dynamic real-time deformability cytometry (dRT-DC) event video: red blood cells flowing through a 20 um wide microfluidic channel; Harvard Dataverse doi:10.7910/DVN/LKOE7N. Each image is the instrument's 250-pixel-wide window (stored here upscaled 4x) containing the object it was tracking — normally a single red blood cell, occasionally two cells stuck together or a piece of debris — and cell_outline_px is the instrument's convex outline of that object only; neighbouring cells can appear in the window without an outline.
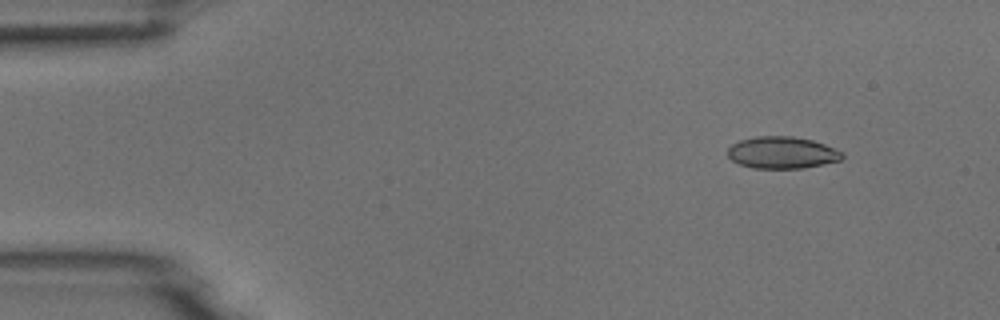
{"species": "common noctule bat (a hibernating species)", "species_latin": "Nyctalus noctula", "temperature_condition": "room temperature", "stored_images_in_passage": 5, "camera_frame_rate_fps": 3000, "um_per_image_px": 0.085, "animal": {"sex": "male", "body_mass_g": 18.8}, "frame": {"image": 1, "passage_image": 2, "time_ms": 0.333, "image_size_px": [1000, 320], "cell_outline_px": [[844, 156], [840, 160], [804, 168], [752, 168], [740, 164], [732, 160], [728, 156], [728, 148], [732, 144], [740, 140], [756, 136], [792, 136], [812, 140], [824, 144], [844, 152]], "centroid_in_image_um": [66.48, 12.97], "position_along_channel_um": 18.5, "area_um2": 21.27}}
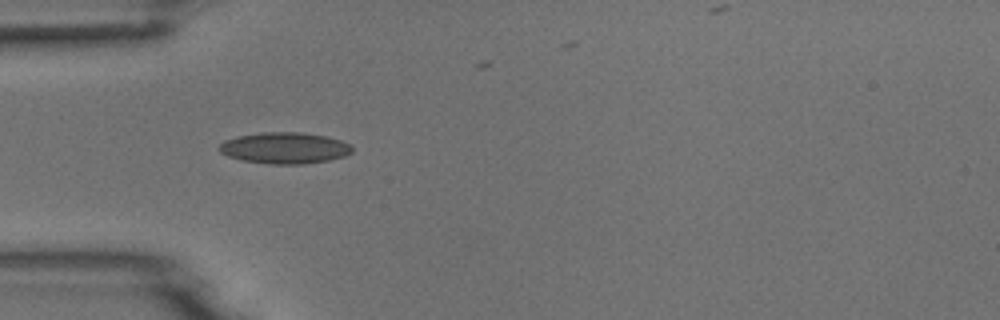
{"frame": {"image": 2, "passage_image": 4, "time_ms": 1.0, "image_size_px": [1000, 320], "cell_outline_px": [[352, 152], [344, 156], [328, 160], [304, 164], [268, 164], [240, 160], [228, 156], [220, 152], [216, 148], [224, 140], [236, 136], [260, 132], [304, 132], [328, 136], [352, 144]], "centroid_in_image_um": [24.17, 12.57], "position_along_channel_um": 60.8, "area_um2": 24.62}}
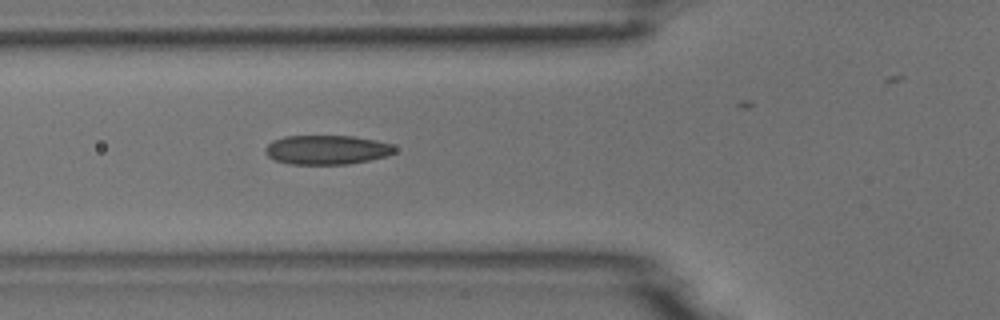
{"frame": {"image": 3, "passage_image": 5, "time_ms": 1.333, "image_size_px": [1000, 320], "cell_outline_px": [[396, 152], [388, 156], [348, 164], [288, 164], [276, 160], [268, 156], [264, 152], [264, 148], [272, 140], [284, 136], [356, 136], [376, 140], [392, 144], [396, 148]], "centroid_in_image_um": [27.78, 12.73], "position_along_channel_um": 98.0, "area_um2": 22.25}}